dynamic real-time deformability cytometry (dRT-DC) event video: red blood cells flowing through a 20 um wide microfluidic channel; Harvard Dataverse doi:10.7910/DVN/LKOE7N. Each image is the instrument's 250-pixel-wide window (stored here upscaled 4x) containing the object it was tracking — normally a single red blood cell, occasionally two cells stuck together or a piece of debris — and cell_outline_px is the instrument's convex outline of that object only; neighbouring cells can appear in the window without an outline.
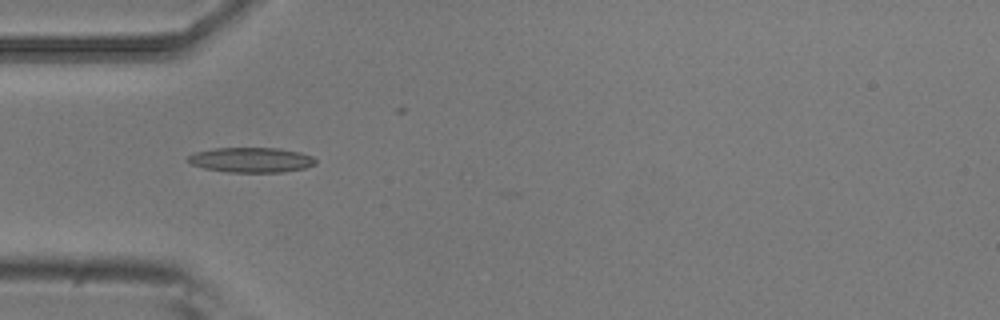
{"species": "common noctule bat (a hibernating species)", "species_latin": "Nyctalus noctula", "temperature_condition": "room temperature", "stored_images_in_passage": 7, "camera_frame_rate_fps": 3000, "um_per_image_px": 0.085, "animal": {"sex": "male", "body_mass_g": 20.5, "forearm_length_mm": 52.5}, "frame": {"image": 1, "passage_image": 5, "time_ms": 1.333, "image_size_px": [1000, 320], "cell_outline_px": [[316, 164], [304, 168], [280, 172], [228, 172], [204, 168], [192, 164], [184, 160], [192, 152], [216, 148], [280, 148], [300, 152], [312, 156], [316, 160]], "centroid_in_image_um": [21.32, 13.58], "position_along_channel_um": 63.7, "area_um2": 18.67}}
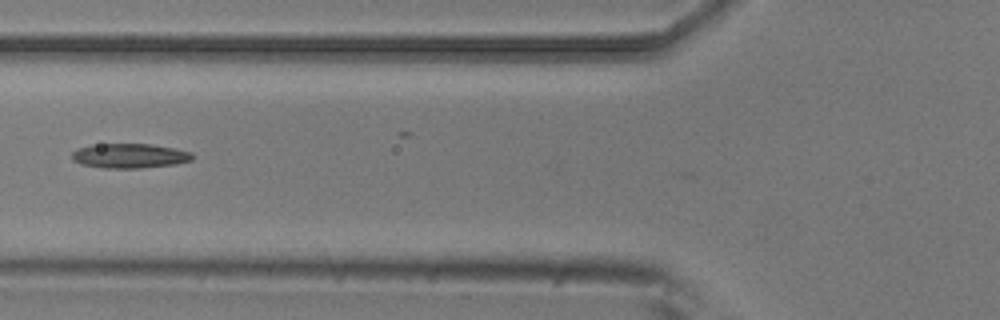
{"frame": {"image": 2, "passage_image": 6, "time_ms": 1.667, "image_size_px": [1000, 320], "cell_outline_px": [[192, 160], [176, 164], [140, 168], [104, 168], [80, 164], [72, 160], [72, 152], [76, 148], [92, 144], [148, 144], [172, 148], [192, 152]], "centroid_in_image_um": [10.96, 13.24], "position_along_channel_um": 114.8, "area_um2": 17.28}}
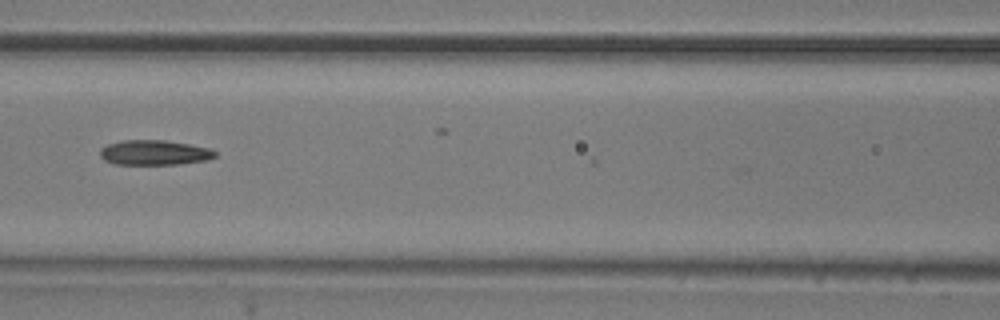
{"frame": {"image": 3, "passage_image": 7, "time_ms": 2.0, "image_size_px": [1000, 320], "cell_outline_px": [[216, 156], [208, 160], [180, 164], [112, 164], [104, 160], [100, 156], [100, 148], [108, 144], [124, 140], [164, 140], [212, 148], [216, 152]], "centroid_in_image_um": [13.13, 12.97], "position_along_channel_um": 153.5, "area_um2": 16.82}}